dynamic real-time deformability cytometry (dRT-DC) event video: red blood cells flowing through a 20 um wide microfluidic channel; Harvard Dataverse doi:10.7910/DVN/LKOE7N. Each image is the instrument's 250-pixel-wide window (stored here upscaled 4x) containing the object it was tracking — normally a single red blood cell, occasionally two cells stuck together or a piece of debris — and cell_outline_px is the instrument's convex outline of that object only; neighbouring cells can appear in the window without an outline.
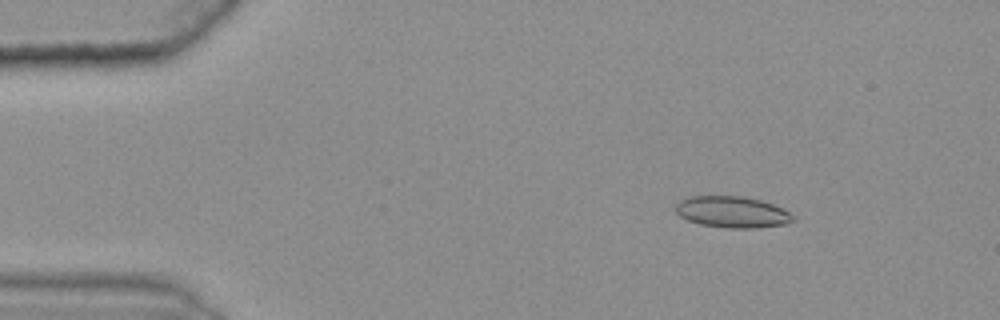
{"species": "common noctule bat (a hibernating species)", "species_latin": "Nyctalus noctula", "temperature_condition": "warm", "stored_images_in_passage": 48, "camera_frame_rate_fps": 3000, "um_per_image_px": 0.085, "animal": {"sex": "female", "body_mass_g": 25.1}, "frame": {"image": 1, "passage_image": 8, "time_ms": 2.333, "image_size_px": [1000, 320], "cell_outline_px": [[796, 220], [784, 224], [756, 228], [728, 228], [700, 224], [688, 220], [680, 216], [676, 212], [676, 204], [680, 200], [688, 196], [740, 196], [760, 200], [772, 204], [796, 216]], "centroid_in_image_um": [62.23, 18.02], "position_along_channel_um": 22.8, "area_um2": 21.39}}
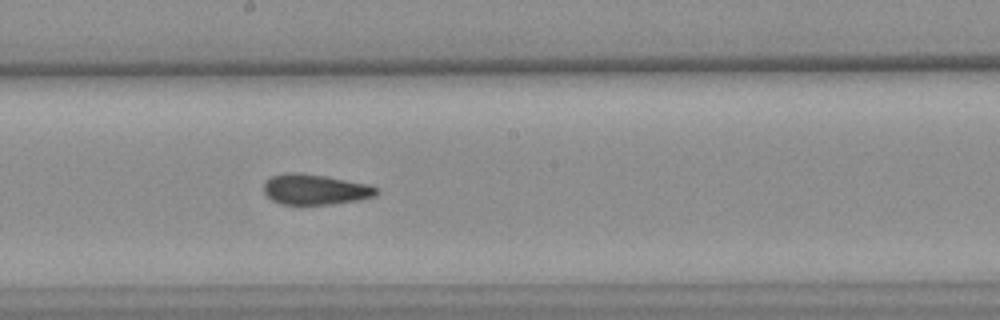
{"frame": {"image": 2, "passage_image": 31, "time_ms": 10.0, "image_size_px": [1000, 320], "cell_outline_px": [[380, 192], [376, 196], [360, 200], [332, 204], [280, 204], [272, 200], [264, 192], [264, 184], [272, 176], [288, 172], [300, 172], [324, 176], [368, 184], [380, 188]], "centroid_in_image_um": [26.84, 16.1], "position_along_channel_um": 221.4, "area_um2": 20.06}}
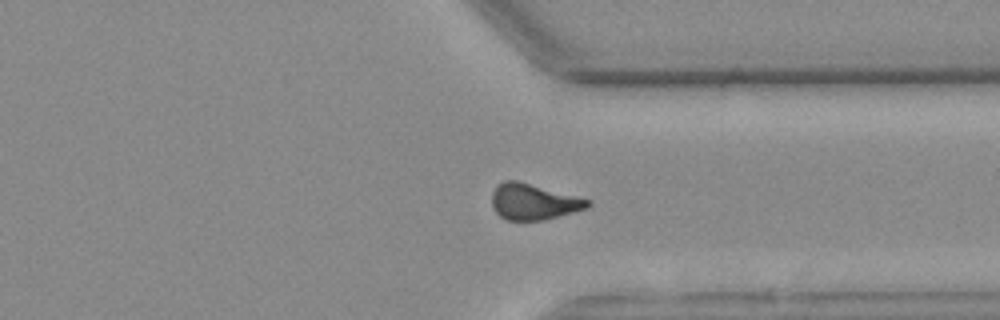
{"frame": {"image": 3, "passage_image": 43, "time_ms": 14.0, "image_size_px": [1000, 320], "cell_outline_px": [[592, 204], [588, 208], [544, 220], [508, 220], [500, 216], [492, 208], [492, 192], [504, 180], [520, 180], [576, 196], [588, 200]], "centroid_in_image_um": [45.34, 17.14], "position_along_channel_um": 366.1, "area_um2": 20.06}, "authors_computed_cell_mechanics": {"area_um2": 20.6346, "velocity_mm_per_s": 3.6126, "shape_relaxation_time_tau1_ms": null, "shape_relaxation_time_tau2_ms": 2.1865, "deformation_change_tau1": null, "deformation_change_tau2": 0.0713}}